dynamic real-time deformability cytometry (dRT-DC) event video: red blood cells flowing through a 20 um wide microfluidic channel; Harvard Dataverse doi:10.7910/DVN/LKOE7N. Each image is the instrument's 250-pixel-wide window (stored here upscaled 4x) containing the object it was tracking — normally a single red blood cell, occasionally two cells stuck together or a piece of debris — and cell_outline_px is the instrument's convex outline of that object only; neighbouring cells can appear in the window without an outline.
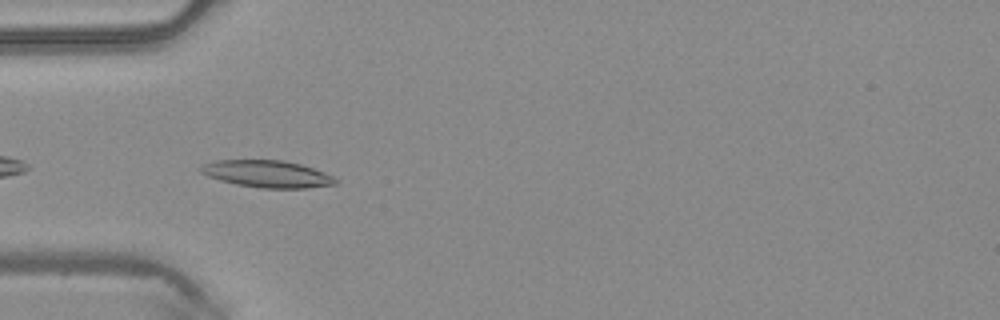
{"species": "common noctule bat (a hibernating species)", "species_latin": "Nyctalus noctula", "temperature_condition": "warm", "stored_images_in_passage": 8, "camera_frame_rate_fps": 3000, "um_per_image_px": 0.085, "animal": {"sex": "male", "body_mass_g": 20.4}, "frame": {"image": 1, "passage_image": 2, "time_ms": 0.333, "image_size_px": [1000, 320], "cell_outline_px": [[340, 180], [336, 184], [308, 188], [260, 188], [236, 184], [220, 180], [208, 176], [200, 172], [200, 168], [204, 164], [216, 160], [284, 160], [300, 164], [324, 172]], "centroid_in_image_um": [22.74, 14.79], "position_along_channel_um": 62.3, "area_um2": 21.21}}